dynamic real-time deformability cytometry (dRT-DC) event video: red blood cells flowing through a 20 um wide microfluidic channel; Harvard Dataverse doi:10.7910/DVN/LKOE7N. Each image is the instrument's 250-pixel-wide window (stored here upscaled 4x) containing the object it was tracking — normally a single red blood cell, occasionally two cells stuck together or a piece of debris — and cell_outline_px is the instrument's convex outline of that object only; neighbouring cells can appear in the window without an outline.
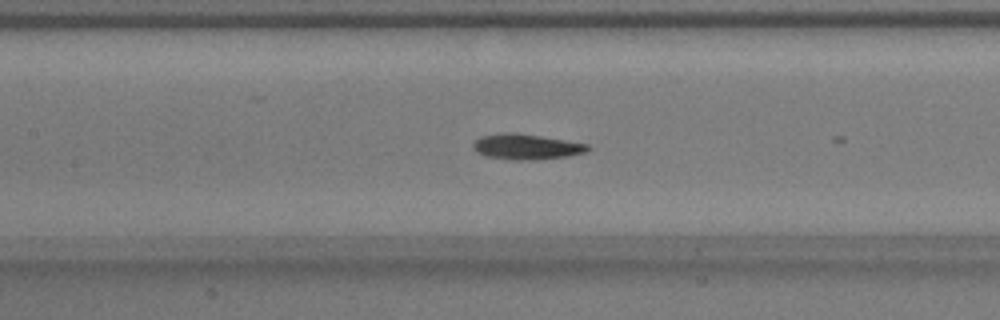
{"species": "common noctule bat (a hibernating species)", "species_latin": "Nyctalus noctula", "temperature_condition": "warm", "stored_images_in_passage": 9, "camera_frame_rate_fps": 3000, "um_per_image_px": 0.085, "animal": {"sex": "male", "body_mass_g": 17.9}, "frame": {"image": 1, "passage_image": 8, "time_ms": 2.333, "image_size_px": [1000, 320], "cell_outline_px": [[592, 148], [584, 152], [568, 156], [536, 160], [512, 160], [484, 156], [476, 152], [472, 148], [472, 144], [480, 136], [504, 132], [516, 132], [588, 144]], "centroid_in_image_um": [44.69, 12.47], "position_along_channel_um": 162.7, "area_um2": 17.17}}